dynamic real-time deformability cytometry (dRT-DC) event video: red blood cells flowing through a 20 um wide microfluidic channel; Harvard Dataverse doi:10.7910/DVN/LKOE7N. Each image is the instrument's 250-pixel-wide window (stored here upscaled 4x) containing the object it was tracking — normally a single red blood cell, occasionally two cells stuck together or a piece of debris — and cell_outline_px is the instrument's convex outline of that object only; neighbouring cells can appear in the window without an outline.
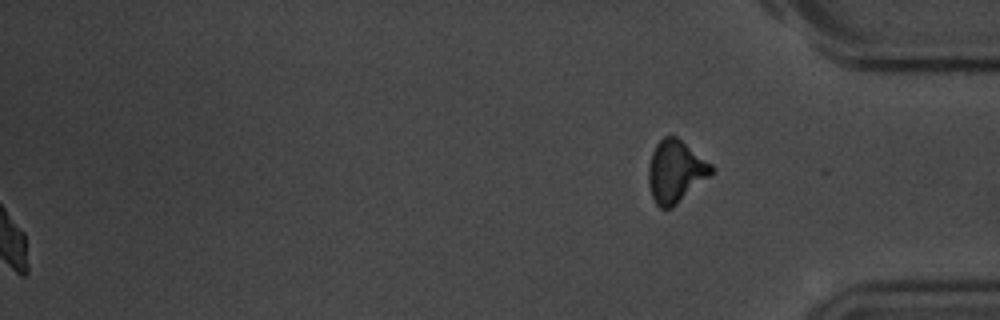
{"species": "common noctule bat (a hibernating species)", "species_latin": "Nyctalus noctula", "temperature_condition": "room temperature", "stored_images_in_passage": 47, "segment_of_instrument_passage": [2, 2], "camera_frame_rate_fps": 3000, "um_per_image_px": 0.085, "animal": {"sex": "male", "body_mass_g": 20.1, "forearm_length_mm": 53.5}, "frame": {"image": 1, "passage_image": 47, "time_ms": 15.333, "image_size_px": [1000, 320], "cell_outline_px": [[716, 168], [708, 176], [672, 208], [660, 208], [656, 204], [652, 196], [648, 184], [648, 168], [652, 152], [656, 144], [664, 136], [676, 136], [712, 164]], "centroid_in_image_um": [57.4, 14.56], "position_along_channel_um": 377.8, "area_um2": 22.54}}